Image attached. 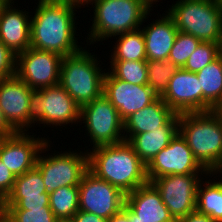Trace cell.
Returning <instances> with one entry per match:
<instances>
[{"mask_svg":"<svg viewBox=\"0 0 222 222\" xmlns=\"http://www.w3.org/2000/svg\"><path fill=\"white\" fill-rule=\"evenodd\" d=\"M107 222H130L129 215L122 209L118 214L113 215Z\"/></svg>","mask_w":222,"mask_h":222,"instance_id":"obj_39","label":"cell"},{"mask_svg":"<svg viewBox=\"0 0 222 222\" xmlns=\"http://www.w3.org/2000/svg\"><path fill=\"white\" fill-rule=\"evenodd\" d=\"M62 1H71V2H75V3H78L80 4L81 6L85 5L87 3L88 0H62Z\"/></svg>","mask_w":222,"mask_h":222,"instance_id":"obj_41","label":"cell"},{"mask_svg":"<svg viewBox=\"0 0 222 222\" xmlns=\"http://www.w3.org/2000/svg\"><path fill=\"white\" fill-rule=\"evenodd\" d=\"M111 61H146L145 41L141 29L116 35Z\"/></svg>","mask_w":222,"mask_h":222,"instance_id":"obj_24","label":"cell"},{"mask_svg":"<svg viewBox=\"0 0 222 222\" xmlns=\"http://www.w3.org/2000/svg\"><path fill=\"white\" fill-rule=\"evenodd\" d=\"M37 5L31 17L30 47L62 57L79 52L83 47L77 45L74 11L81 5L62 0H38Z\"/></svg>","mask_w":222,"mask_h":222,"instance_id":"obj_1","label":"cell"},{"mask_svg":"<svg viewBox=\"0 0 222 222\" xmlns=\"http://www.w3.org/2000/svg\"><path fill=\"white\" fill-rule=\"evenodd\" d=\"M176 114L161 97H158L150 105L134 112L124 121L125 141L128 142L136 134L151 132L165 126Z\"/></svg>","mask_w":222,"mask_h":222,"instance_id":"obj_21","label":"cell"},{"mask_svg":"<svg viewBox=\"0 0 222 222\" xmlns=\"http://www.w3.org/2000/svg\"><path fill=\"white\" fill-rule=\"evenodd\" d=\"M62 56L51 51L27 48L16 56V75L38 90L59 84Z\"/></svg>","mask_w":222,"mask_h":222,"instance_id":"obj_12","label":"cell"},{"mask_svg":"<svg viewBox=\"0 0 222 222\" xmlns=\"http://www.w3.org/2000/svg\"><path fill=\"white\" fill-rule=\"evenodd\" d=\"M178 132L179 114H176L165 126H161L151 132L136 134L128 143L147 166L158 152L170 144L171 139Z\"/></svg>","mask_w":222,"mask_h":222,"instance_id":"obj_22","label":"cell"},{"mask_svg":"<svg viewBox=\"0 0 222 222\" xmlns=\"http://www.w3.org/2000/svg\"><path fill=\"white\" fill-rule=\"evenodd\" d=\"M90 3L95 5L87 37L90 44L138 30L150 16V9L141 0H88L85 5Z\"/></svg>","mask_w":222,"mask_h":222,"instance_id":"obj_4","label":"cell"},{"mask_svg":"<svg viewBox=\"0 0 222 222\" xmlns=\"http://www.w3.org/2000/svg\"><path fill=\"white\" fill-rule=\"evenodd\" d=\"M176 222H216V221L213 218H211L209 215L194 210L185 217L178 219Z\"/></svg>","mask_w":222,"mask_h":222,"instance_id":"obj_36","label":"cell"},{"mask_svg":"<svg viewBox=\"0 0 222 222\" xmlns=\"http://www.w3.org/2000/svg\"><path fill=\"white\" fill-rule=\"evenodd\" d=\"M216 174H220L221 175L222 174V169L220 171H218L217 173H215V175Z\"/></svg>","mask_w":222,"mask_h":222,"instance_id":"obj_45","label":"cell"},{"mask_svg":"<svg viewBox=\"0 0 222 222\" xmlns=\"http://www.w3.org/2000/svg\"><path fill=\"white\" fill-rule=\"evenodd\" d=\"M196 74L202 89V112L215 110L222 102V54Z\"/></svg>","mask_w":222,"mask_h":222,"instance_id":"obj_23","label":"cell"},{"mask_svg":"<svg viewBox=\"0 0 222 222\" xmlns=\"http://www.w3.org/2000/svg\"><path fill=\"white\" fill-rule=\"evenodd\" d=\"M221 55V43L201 42L190 55L183 69L197 73Z\"/></svg>","mask_w":222,"mask_h":222,"instance_id":"obj_30","label":"cell"},{"mask_svg":"<svg viewBox=\"0 0 222 222\" xmlns=\"http://www.w3.org/2000/svg\"><path fill=\"white\" fill-rule=\"evenodd\" d=\"M179 132L208 173L222 169V118L215 110L179 114Z\"/></svg>","mask_w":222,"mask_h":222,"instance_id":"obj_3","label":"cell"},{"mask_svg":"<svg viewBox=\"0 0 222 222\" xmlns=\"http://www.w3.org/2000/svg\"><path fill=\"white\" fill-rule=\"evenodd\" d=\"M97 59L84 48L62 57L59 84L80 107L103 95L106 73Z\"/></svg>","mask_w":222,"mask_h":222,"instance_id":"obj_5","label":"cell"},{"mask_svg":"<svg viewBox=\"0 0 222 222\" xmlns=\"http://www.w3.org/2000/svg\"><path fill=\"white\" fill-rule=\"evenodd\" d=\"M0 222H9V221L0 213Z\"/></svg>","mask_w":222,"mask_h":222,"instance_id":"obj_43","label":"cell"},{"mask_svg":"<svg viewBox=\"0 0 222 222\" xmlns=\"http://www.w3.org/2000/svg\"><path fill=\"white\" fill-rule=\"evenodd\" d=\"M210 176L193 156L185 138L178 132L146 166L148 181L167 175L201 174Z\"/></svg>","mask_w":222,"mask_h":222,"instance_id":"obj_11","label":"cell"},{"mask_svg":"<svg viewBox=\"0 0 222 222\" xmlns=\"http://www.w3.org/2000/svg\"><path fill=\"white\" fill-rule=\"evenodd\" d=\"M81 107L60 84L33 90L28 108V127L39 124L67 126L80 123Z\"/></svg>","mask_w":222,"mask_h":222,"instance_id":"obj_7","label":"cell"},{"mask_svg":"<svg viewBox=\"0 0 222 222\" xmlns=\"http://www.w3.org/2000/svg\"><path fill=\"white\" fill-rule=\"evenodd\" d=\"M25 197H50L36 166L23 175L16 176L13 189L5 200H22Z\"/></svg>","mask_w":222,"mask_h":222,"instance_id":"obj_27","label":"cell"},{"mask_svg":"<svg viewBox=\"0 0 222 222\" xmlns=\"http://www.w3.org/2000/svg\"><path fill=\"white\" fill-rule=\"evenodd\" d=\"M49 143L48 141L42 147L36 161V167L41 172L47 192L65 186H79L84 173L88 170V152L77 153L70 150L49 154L47 157L41 156L42 152L49 150Z\"/></svg>","mask_w":222,"mask_h":222,"instance_id":"obj_8","label":"cell"},{"mask_svg":"<svg viewBox=\"0 0 222 222\" xmlns=\"http://www.w3.org/2000/svg\"><path fill=\"white\" fill-rule=\"evenodd\" d=\"M123 210L129 215L130 222H176L159 191L149 181L125 195Z\"/></svg>","mask_w":222,"mask_h":222,"instance_id":"obj_17","label":"cell"},{"mask_svg":"<svg viewBox=\"0 0 222 222\" xmlns=\"http://www.w3.org/2000/svg\"><path fill=\"white\" fill-rule=\"evenodd\" d=\"M49 196V206L60 222L71 221L79 211V186L60 187Z\"/></svg>","mask_w":222,"mask_h":222,"instance_id":"obj_26","label":"cell"},{"mask_svg":"<svg viewBox=\"0 0 222 222\" xmlns=\"http://www.w3.org/2000/svg\"><path fill=\"white\" fill-rule=\"evenodd\" d=\"M167 13L178 31L202 42H222V5L217 0H178Z\"/></svg>","mask_w":222,"mask_h":222,"instance_id":"obj_6","label":"cell"},{"mask_svg":"<svg viewBox=\"0 0 222 222\" xmlns=\"http://www.w3.org/2000/svg\"><path fill=\"white\" fill-rule=\"evenodd\" d=\"M17 131L8 123L0 108V139L16 134Z\"/></svg>","mask_w":222,"mask_h":222,"instance_id":"obj_38","label":"cell"},{"mask_svg":"<svg viewBox=\"0 0 222 222\" xmlns=\"http://www.w3.org/2000/svg\"><path fill=\"white\" fill-rule=\"evenodd\" d=\"M211 180H206V184L200 181L197 187L196 210L209 215L216 222H222V178L219 181L214 178L213 182Z\"/></svg>","mask_w":222,"mask_h":222,"instance_id":"obj_25","label":"cell"},{"mask_svg":"<svg viewBox=\"0 0 222 222\" xmlns=\"http://www.w3.org/2000/svg\"><path fill=\"white\" fill-rule=\"evenodd\" d=\"M9 222H60L50 206L29 208V210H0Z\"/></svg>","mask_w":222,"mask_h":222,"instance_id":"obj_32","label":"cell"},{"mask_svg":"<svg viewBox=\"0 0 222 222\" xmlns=\"http://www.w3.org/2000/svg\"><path fill=\"white\" fill-rule=\"evenodd\" d=\"M81 121L85 123L92 148L125 141L124 122L104 94L81 107Z\"/></svg>","mask_w":222,"mask_h":222,"instance_id":"obj_9","label":"cell"},{"mask_svg":"<svg viewBox=\"0 0 222 222\" xmlns=\"http://www.w3.org/2000/svg\"><path fill=\"white\" fill-rule=\"evenodd\" d=\"M202 41L193 35L178 31L168 60L178 68H183L190 55L197 49Z\"/></svg>","mask_w":222,"mask_h":222,"instance_id":"obj_31","label":"cell"},{"mask_svg":"<svg viewBox=\"0 0 222 222\" xmlns=\"http://www.w3.org/2000/svg\"><path fill=\"white\" fill-rule=\"evenodd\" d=\"M11 1H14V0H0V3H8V2H11Z\"/></svg>","mask_w":222,"mask_h":222,"instance_id":"obj_44","label":"cell"},{"mask_svg":"<svg viewBox=\"0 0 222 222\" xmlns=\"http://www.w3.org/2000/svg\"><path fill=\"white\" fill-rule=\"evenodd\" d=\"M16 176L0 160V204L11 193Z\"/></svg>","mask_w":222,"mask_h":222,"instance_id":"obj_35","label":"cell"},{"mask_svg":"<svg viewBox=\"0 0 222 222\" xmlns=\"http://www.w3.org/2000/svg\"><path fill=\"white\" fill-rule=\"evenodd\" d=\"M50 197H25L22 200H4L0 210H29L49 206Z\"/></svg>","mask_w":222,"mask_h":222,"instance_id":"obj_33","label":"cell"},{"mask_svg":"<svg viewBox=\"0 0 222 222\" xmlns=\"http://www.w3.org/2000/svg\"><path fill=\"white\" fill-rule=\"evenodd\" d=\"M14 3L0 4V41L17 56L30 47L31 18Z\"/></svg>","mask_w":222,"mask_h":222,"instance_id":"obj_19","label":"cell"},{"mask_svg":"<svg viewBox=\"0 0 222 222\" xmlns=\"http://www.w3.org/2000/svg\"><path fill=\"white\" fill-rule=\"evenodd\" d=\"M111 70L117 79L134 85H148L147 61H110Z\"/></svg>","mask_w":222,"mask_h":222,"instance_id":"obj_28","label":"cell"},{"mask_svg":"<svg viewBox=\"0 0 222 222\" xmlns=\"http://www.w3.org/2000/svg\"><path fill=\"white\" fill-rule=\"evenodd\" d=\"M149 9L150 11L152 10V4H154V2H159L158 0H141Z\"/></svg>","mask_w":222,"mask_h":222,"instance_id":"obj_40","label":"cell"},{"mask_svg":"<svg viewBox=\"0 0 222 222\" xmlns=\"http://www.w3.org/2000/svg\"><path fill=\"white\" fill-rule=\"evenodd\" d=\"M48 141L27 132L3 137L0 139V160L15 176L23 175L36 166L37 157Z\"/></svg>","mask_w":222,"mask_h":222,"instance_id":"obj_15","label":"cell"},{"mask_svg":"<svg viewBox=\"0 0 222 222\" xmlns=\"http://www.w3.org/2000/svg\"><path fill=\"white\" fill-rule=\"evenodd\" d=\"M179 68L169 60L147 61L148 86L160 97Z\"/></svg>","mask_w":222,"mask_h":222,"instance_id":"obj_29","label":"cell"},{"mask_svg":"<svg viewBox=\"0 0 222 222\" xmlns=\"http://www.w3.org/2000/svg\"><path fill=\"white\" fill-rule=\"evenodd\" d=\"M160 97L177 114L202 112V89L197 74L183 68L175 72Z\"/></svg>","mask_w":222,"mask_h":222,"instance_id":"obj_18","label":"cell"},{"mask_svg":"<svg viewBox=\"0 0 222 222\" xmlns=\"http://www.w3.org/2000/svg\"><path fill=\"white\" fill-rule=\"evenodd\" d=\"M215 111L220 115L222 118V102L215 108Z\"/></svg>","mask_w":222,"mask_h":222,"instance_id":"obj_42","label":"cell"},{"mask_svg":"<svg viewBox=\"0 0 222 222\" xmlns=\"http://www.w3.org/2000/svg\"><path fill=\"white\" fill-rule=\"evenodd\" d=\"M33 90L16 74L0 80V108L17 132L28 131V108Z\"/></svg>","mask_w":222,"mask_h":222,"instance_id":"obj_16","label":"cell"},{"mask_svg":"<svg viewBox=\"0 0 222 222\" xmlns=\"http://www.w3.org/2000/svg\"><path fill=\"white\" fill-rule=\"evenodd\" d=\"M16 74V55L0 41V80Z\"/></svg>","mask_w":222,"mask_h":222,"instance_id":"obj_34","label":"cell"},{"mask_svg":"<svg viewBox=\"0 0 222 222\" xmlns=\"http://www.w3.org/2000/svg\"><path fill=\"white\" fill-rule=\"evenodd\" d=\"M200 174L167 175L151 182L175 221L196 210L197 187Z\"/></svg>","mask_w":222,"mask_h":222,"instance_id":"obj_13","label":"cell"},{"mask_svg":"<svg viewBox=\"0 0 222 222\" xmlns=\"http://www.w3.org/2000/svg\"><path fill=\"white\" fill-rule=\"evenodd\" d=\"M103 94L118 110L123 122L159 97L148 85L130 84L117 79L110 71L104 77Z\"/></svg>","mask_w":222,"mask_h":222,"instance_id":"obj_14","label":"cell"},{"mask_svg":"<svg viewBox=\"0 0 222 222\" xmlns=\"http://www.w3.org/2000/svg\"><path fill=\"white\" fill-rule=\"evenodd\" d=\"M142 29L145 41L146 61L168 60L178 29L167 13Z\"/></svg>","mask_w":222,"mask_h":222,"instance_id":"obj_20","label":"cell"},{"mask_svg":"<svg viewBox=\"0 0 222 222\" xmlns=\"http://www.w3.org/2000/svg\"><path fill=\"white\" fill-rule=\"evenodd\" d=\"M88 169L124 194L148 182L146 165L127 141L92 148L88 151Z\"/></svg>","mask_w":222,"mask_h":222,"instance_id":"obj_2","label":"cell"},{"mask_svg":"<svg viewBox=\"0 0 222 222\" xmlns=\"http://www.w3.org/2000/svg\"><path fill=\"white\" fill-rule=\"evenodd\" d=\"M70 222H107V220L95 214L79 210Z\"/></svg>","mask_w":222,"mask_h":222,"instance_id":"obj_37","label":"cell"},{"mask_svg":"<svg viewBox=\"0 0 222 222\" xmlns=\"http://www.w3.org/2000/svg\"><path fill=\"white\" fill-rule=\"evenodd\" d=\"M125 195L88 169L79 184V210L108 220L123 209Z\"/></svg>","mask_w":222,"mask_h":222,"instance_id":"obj_10","label":"cell"}]
</instances>
